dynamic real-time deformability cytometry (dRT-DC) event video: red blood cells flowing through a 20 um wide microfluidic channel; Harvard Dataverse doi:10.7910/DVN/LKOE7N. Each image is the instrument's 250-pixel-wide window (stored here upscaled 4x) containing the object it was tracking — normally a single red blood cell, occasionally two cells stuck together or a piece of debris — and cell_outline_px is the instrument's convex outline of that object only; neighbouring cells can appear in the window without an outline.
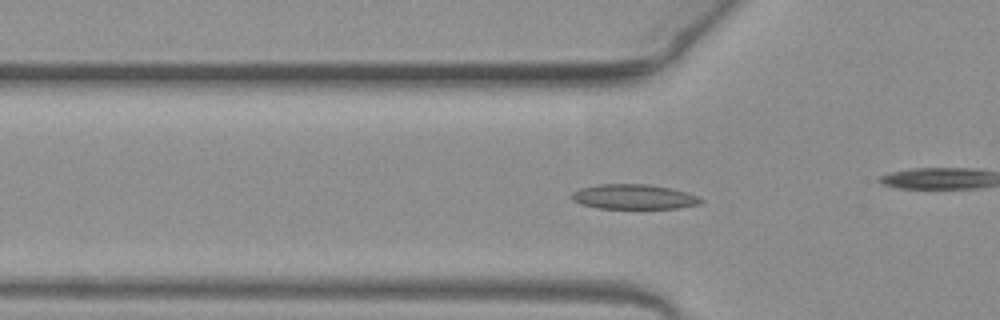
{"species": "common noctule bat (a hibernating species)", "species_latin": "Nyctalus noctula", "temperature_condition": "warm", "stored_images_in_passage": 49, "camera_frame_rate_fps": 3000, "um_per_image_px": 0.085, "animal": {"sex": "female", "body_mass_g": 19.3, "forearm_length_mm": 54.1}, "frame": {"image": 1, "passage_image": 13, "time_ms": 4.0, "image_size_px": [1000, 320], "cell_outline_px": [[704, 200], [700, 204], [676, 208], [596, 208], [580, 204], [572, 200], [572, 192], [580, 188], [600, 184], [648, 184], [672, 188], [688, 192]], "centroid_in_image_um": [53.87, 16.72], "position_along_channel_um": 71.9, "area_um2": 18.73}}
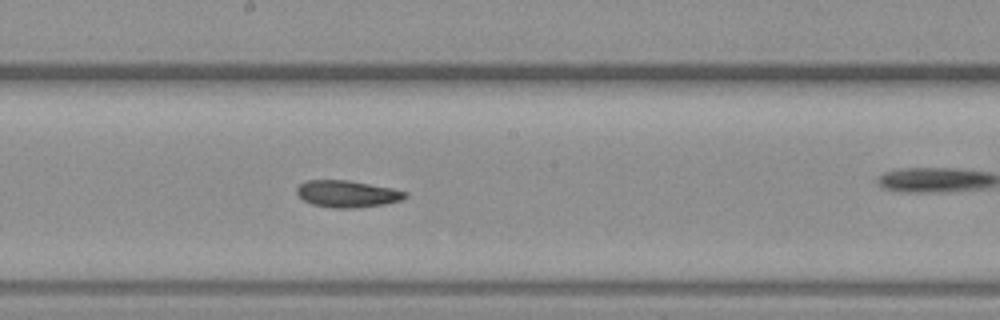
{"frame": {"image": 2, "passage_image": 24, "time_ms": 7.667, "image_size_px": [1000, 320], "cell_outline_px": [[408, 196], [400, 200], [384, 204], [356, 208], [332, 208], [312, 204], [304, 200], [296, 192], [296, 188], [300, 184], [308, 180], [348, 180], [392, 188], [408, 192]], "centroid_in_image_um": [29.52, 16.48], "position_along_channel_um": 218.7, "area_um2": 16.94}}
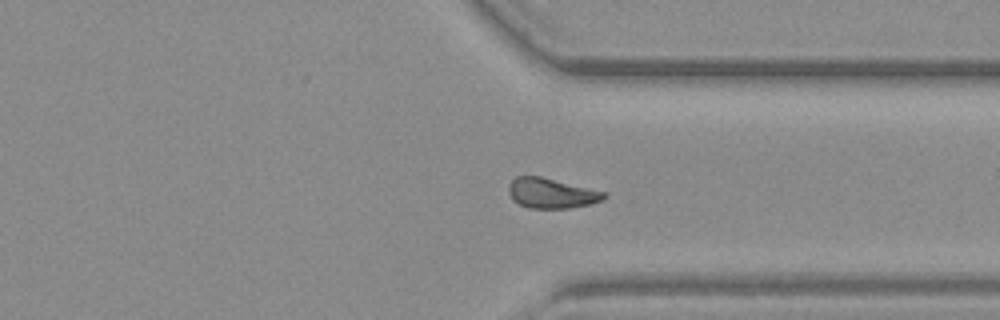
{"frame": {"image": 3, "passage_image": 35, "time_ms": 11.333, "image_size_px": [1000, 320], "cell_outline_px": [[608, 196], [604, 200], [588, 204], [568, 208], [528, 208], [512, 200], [508, 192], [508, 184], [516, 176], [540, 176], [608, 192]], "centroid_in_image_um": [46.88, 16.42], "position_along_channel_um": 364.5, "area_um2": 16.88}, "authors_computed_cell_mechanics": {"area_um2": 17.5134, "velocity_mm_per_s": 3.9841, "shape_relaxation_time_tau1_ms": 3.3232, "shape_relaxation_time_tau2_ms": null, "deformation_change_tau1": 0.1071, "deformation_change_tau2": null}}